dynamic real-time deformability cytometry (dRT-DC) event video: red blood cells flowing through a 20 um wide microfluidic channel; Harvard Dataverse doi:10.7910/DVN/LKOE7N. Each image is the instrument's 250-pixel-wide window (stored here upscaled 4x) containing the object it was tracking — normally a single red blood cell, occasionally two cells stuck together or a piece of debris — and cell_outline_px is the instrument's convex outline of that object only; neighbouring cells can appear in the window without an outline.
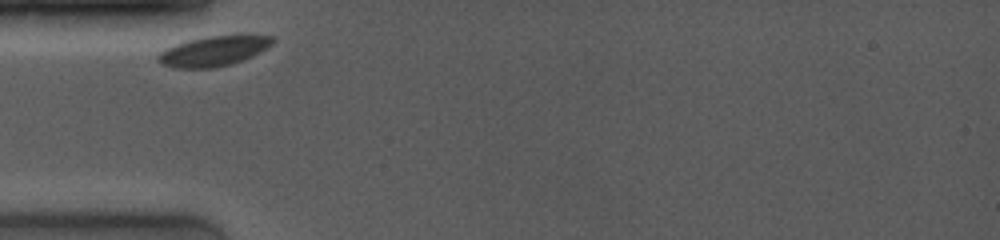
{"species": "common noctule bat (a hibernating species)", "species_latin": "Nyctalus noctula", "temperature_condition": "room temperature", "stored_images_in_passage": 12, "camera_frame_rate_fps": 4000, "um_per_image_px": 0.085, "animal": {"sex": "female", "body_mass_g": 19.0, "forearm_length_mm": 53.3}, "frame": {"image": 1, "passage_image": 1, "time_ms": 0.0, "image_size_px": [1000, 240], "cell_outline_px": [[276, 40], [268, 48], [244, 60], [232, 64], [212, 68], [176, 68], [160, 64], [156, 60], [156, 56], [160, 52], [176, 44], [188, 40], [208, 36], [240, 32], [272, 36]], "centroid_in_image_um": [18.23, 4.3], "position_along_channel_um": 66.8, "area_um2": 20.87}}